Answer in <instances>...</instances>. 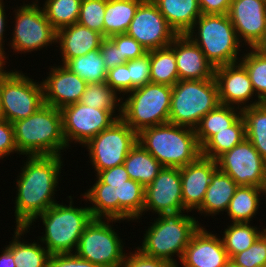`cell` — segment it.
Segmentation results:
<instances>
[{
  "label": "cell",
  "mask_w": 266,
  "mask_h": 267,
  "mask_svg": "<svg viewBox=\"0 0 266 267\" xmlns=\"http://www.w3.org/2000/svg\"><path fill=\"white\" fill-rule=\"evenodd\" d=\"M61 155L27 156L16 179L15 227H27L39 214L59 202L56 198L63 168Z\"/></svg>",
  "instance_id": "obj_1"
},
{
  "label": "cell",
  "mask_w": 266,
  "mask_h": 267,
  "mask_svg": "<svg viewBox=\"0 0 266 267\" xmlns=\"http://www.w3.org/2000/svg\"><path fill=\"white\" fill-rule=\"evenodd\" d=\"M94 185L82 195L89 201L93 218L139 220L145 203V187L130 179L125 166L119 165L94 174Z\"/></svg>",
  "instance_id": "obj_2"
},
{
  "label": "cell",
  "mask_w": 266,
  "mask_h": 267,
  "mask_svg": "<svg viewBox=\"0 0 266 267\" xmlns=\"http://www.w3.org/2000/svg\"><path fill=\"white\" fill-rule=\"evenodd\" d=\"M14 139L21 155H61L68 146L58 108L44 104L27 118L12 123ZM62 150V151H61Z\"/></svg>",
  "instance_id": "obj_3"
},
{
  "label": "cell",
  "mask_w": 266,
  "mask_h": 267,
  "mask_svg": "<svg viewBox=\"0 0 266 267\" xmlns=\"http://www.w3.org/2000/svg\"><path fill=\"white\" fill-rule=\"evenodd\" d=\"M151 223L145 231L142 246L136 248L146 256L162 259L179 267L174 257L181 260L192 235L201 226L198 219L188 215L187 211H179L162 213Z\"/></svg>",
  "instance_id": "obj_4"
},
{
  "label": "cell",
  "mask_w": 266,
  "mask_h": 267,
  "mask_svg": "<svg viewBox=\"0 0 266 267\" xmlns=\"http://www.w3.org/2000/svg\"><path fill=\"white\" fill-rule=\"evenodd\" d=\"M67 197L70 199L68 205H64L63 202L55 203L27 226L30 231L34 221L36 222L38 218L42 220L45 234L43 231V235L38 239L51 255L74 253L80 236L93 219L88 206L75 207L73 196Z\"/></svg>",
  "instance_id": "obj_5"
},
{
  "label": "cell",
  "mask_w": 266,
  "mask_h": 267,
  "mask_svg": "<svg viewBox=\"0 0 266 267\" xmlns=\"http://www.w3.org/2000/svg\"><path fill=\"white\" fill-rule=\"evenodd\" d=\"M137 142L163 167H184L201 155L195 129L172 123L141 130Z\"/></svg>",
  "instance_id": "obj_6"
},
{
  "label": "cell",
  "mask_w": 266,
  "mask_h": 267,
  "mask_svg": "<svg viewBox=\"0 0 266 267\" xmlns=\"http://www.w3.org/2000/svg\"><path fill=\"white\" fill-rule=\"evenodd\" d=\"M185 35L202 50L214 68L241 59L240 47L244 46L227 14H201Z\"/></svg>",
  "instance_id": "obj_7"
},
{
  "label": "cell",
  "mask_w": 266,
  "mask_h": 267,
  "mask_svg": "<svg viewBox=\"0 0 266 267\" xmlns=\"http://www.w3.org/2000/svg\"><path fill=\"white\" fill-rule=\"evenodd\" d=\"M220 104L215 78L178 80L172 86L169 123L195 129L201 118Z\"/></svg>",
  "instance_id": "obj_8"
},
{
  "label": "cell",
  "mask_w": 266,
  "mask_h": 267,
  "mask_svg": "<svg viewBox=\"0 0 266 267\" xmlns=\"http://www.w3.org/2000/svg\"><path fill=\"white\" fill-rule=\"evenodd\" d=\"M122 98L121 119L137 134L148 127L169 123L172 86L147 83Z\"/></svg>",
  "instance_id": "obj_9"
},
{
  "label": "cell",
  "mask_w": 266,
  "mask_h": 267,
  "mask_svg": "<svg viewBox=\"0 0 266 267\" xmlns=\"http://www.w3.org/2000/svg\"><path fill=\"white\" fill-rule=\"evenodd\" d=\"M4 68L5 64L0 63L1 108L3 118L13 123L44 105L43 86L22 71Z\"/></svg>",
  "instance_id": "obj_10"
},
{
  "label": "cell",
  "mask_w": 266,
  "mask_h": 267,
  "mask_svg": "<svg viewBox=\"0 0 266 267\" xmlns=\"http://www.w3.org/2000/svg\"><path fill=\"white\" fill-rule=\"evenodd\" d=\"M118 221L122 222L118 219L93 218L80 236L74 253L102 267H122L126 254L124 244L112 227L114 225H110Z\"/></svg>",
  "instance_id": "obj_11"
},
{
  "label": "cell",
  "mask_w": 266,
  "mask_h": 267,
  "mask_svg": "<svg viewBox=\"0 0 266 267\" xmlns=\"http://www.w3.org/2000/svg\"><path fill=\"white\" fill-rule=\"evenodd\" d=\"M14 17V30L8 44L13 53H29L55 45L57 30L46 18L44 10L39 4H23L17 6ZM50 44V45H49Z\"/></svg>",
  "instance_id": "obj_12"
},
{
  "label": "cell",
  "mask_w": 266,
  "mask_h": 267,
  "mask_svg": "<svg viewBox=\"0 0 266 267\" xmlns=\"http://www.w3.org/2000/svg\"><path fill=\"white\" fill-rule=\"evenodd\" d=\"M136 143L137 133L120 118L83 147H87L90 163L97 174L99 171L122 165Z\"/></svg>",
  "instance_id": "obj_13"
},
{
  "label": "cell",
  "mask_w": 266,
  "mask_h": 267,
  "mask_svg": "<svg viewBox=\"0 0 266 267\" xmlns=\"http://www.w3.org/2000/svg\"><path fill=\"white\" fill-rule=\"evenodd\" d=\"M60 111L63 136L68 147L73 142L85 145L121 117V111L100 110L80 102L64 106Z\"/></svg>",
  "instance_id": "obj_14"
},
{
  "label": "cell",
  "mask_w": 266,
  "mask_h": 267,
  "mask_svg": "<svg viewBox=\"0 0 266 267\" xmlns=\"http://www.w3.org/2000/svg\"><path fill=\"white\" fill-rule=\"evenodd\" d=\"M216 163L218 169L230 176L238 186L262 188L266 161L247 138L219 156Z\"/></svg>",
  "instance_id": "obj_15"
},
{
  "label": "cell",
  "mask_w": 266,
  "mask_h": 267,
  "mask_svg": "<svg viewBox=\"0 0 266 267\" xmlns=\"http://www.w3.org/2000/svg\"><path fill=\"white\" fill-rule=\"evenodd\" d=\"M126 34L147 52L170 46L178 36L152 0H144L139 5Z\"/></svg>",
  "instance_id": "obj_16"
},
{
  "label": "cell",
  "mask_w": 266,
  "mask_h": 267,
  "mask_svg": "<svg viewBox=\"0 0 266 267\" xmlns=\"http://www.w3.org/2000/svg\"><path fill=\"white\" fill-rule=\"evenodd\" d=\"M155 214L185 211L182 201L180 168L163 167L155 179L145 187L143 213Z\"/></svg>",
  "instance_id": "obj_17"
},
{
  "label": "cell",
  "mask_w": 266,
  "mask_h": 267,
  "mask_svg": "<svg viewBox=\"0 0 266 267\" xmlns=\"http://www.w3.org/2000/svg\"><path fill=\"white\" fill-rule=\"evenodd\" d=\"M214 78L218 87L220 104L243 110L262 103L253 99L256 94L252 82L247 70L240 62L216 67Z\"/></svg>",
  "instance_id": "obj_18"
},
{
  "label": "cell",
  "mask_w": 266,
  "mask_h": 267,
  "mask_svg": "<svg viewBox=\"0 0 266 267\" xmlns=\"http://www.w3.org/2000/svg\"><path fill=\"white\" fill-rule=\"evenodd\" d=\"M227 15L243 46L253 48L266 31V2L263 0H232Z\"/></svg>",
  "instance_id": "obj_19"
},
{
  "label": "cell",
  "mask_w": 266,
  "mask_h": 267,
  "mask_svg": "<svg viewBox=\"0 0 266 267\" xmlns=\"http://www.w3.org/2000/svg\"><path fill=\"white\" fill-rule=\"evenodd\" d=\"M48 76L41 83L44 104L61 109L80 101L87 82L68 69L64 64L49 67Z\"/></svg>",
  "instance_id": "obj_20"
},
{
  "label": "cell",
  "mask_w": 266,
  "mask_h": 267,
  "mask_svg": "<svg viewBox=\"0 0 266 267\" xmlns=\"http://www.w3.org/2000/svg\"><path fill=\"white\" fill-rule=\"evenodd\" d=\"M228 260L221 237L201 225L192 235L180 263L183 267H224Z\"/></svg>",
  "instance_id": "obj_21"
},
{
  "label": "cell",
  "mask_w": 266,
  "mask_h": 267,
  "mask_svg": "<svg viewBox=\"0 0 266 267\" xmlns=\"http://www.w3.org/2000/svg\"><path fill=\"white\" fill-rule=\"evenodd\" d=\"M217 169L216 160L202 155L190 164L180 167L184 210L191 212L201 207L211 177Z\"/></svg>",
  "instance_id": "obj_22"
},
{
  "label": "cell",
  "mask_w": 266,
  "mask_h": 267,
  "mask_svg": "<svg viewBox=\"0 0 266 267\" xmlns=\"http://www.w3.org/2000/svg\"><path fill=\"white\" fill-rule=\"evenodd\" d=\"M169 47L175 53L179 80H204L214 77L215 68L202 50L185 34L178 35Z\"/></svg>",
  "instance_id": "obj_23"
},
{
  "label": "cell",
  "mask_w": 266,
  "mask_h": 267,
  "mask_svg": "<svg viewBox=\"0 0 266 267\" xmlns=\"http://www.w3.org/2000/svg\"><path fill=\"white\" fill-rule=\"evenodd\" d=\"M105 37L82 26L78 23L65 26L57 30L56 44L59 43L61 64H66L70 59L84 56L93 50H100V45Z\"/></svg>",
  "instance_id": "obj_24"
},
{
  "label": "cell",
  "mask_w": 266,
  "mask_h": 267,
  "mask_svg": "<svg viewBox=\"0 0 266 267\" xmlns=\"http://www.w3.org/2000/svg\"><path fill=\"white\" fill-rule=\"evenodd\" d=\"M237 187L238 185L230 176L217 169L211 177V182L197 212L205 217L226 212Z\"/></svg>",
  "instance_id": "obj_25"
},
{
  "label": "cell",
  "mask_w": 266,
  "mask_h": 267,
  "mask_svg": "<svg viewBox=\"0 0 266 267\" xmlns=\"http://www.w3.org/2000/svg\"><path fill=\"white\" fill-rule=\"evenodd\" d=\"M178 35L193 27L202 12L198 0H152Z\"/></svg>",
  "instance_id": "obj_26"
},
{
  "label": "cell",
  "mask_w": 266,
  "mask_h": 267,
  "mask_svg": "<svg viewBox=\"0 0 266 267\" xmlns=\"http://www.w3.org/2000/svg\"><path fill=\"white\" fill-rule=\"evenodd\" d=\"M14 229V239L12 238L6 247L13 254L15 267H49L51 254L47 249L35 240L33 243H28L22 238L24 234L29 232L28 228L16 227Z\"/></svg>",
  "instance_id": "obj_27"
},
{
  "label": "cell",
  "mask_w": 266,
  "mask_h": 267,
  "mask_svg": "<svg viewBox=\"0 0 266 267\" xmlns=\"http://www.w3.org/2000/svg\"><path fill=\"white\" fill-rule=\"evenodd\" d=\"M242 110L224 104H219L215 109L203 116L195 128L198 144L202 148L215 134L228 130L240 116Z\"/></svg>",
  "instance_id": "obj_28"
},
{
  "label": "cell",
  "mask_w": 266,
  "mask_h": 267,
  "mask_svg": "<svg viewBox=\"0 0 266 267\" xmlns=\"http://www.w3.org/2000/svg\"><path fill=\"white\" fill-rule=\"evenodd\" d=\"M130 179L144 187L149 185L163 166L139 142L129 151L123 163Z\"/></svg>",
  "instance_id": "obj_29"
},
{
  "label": "cell",
  "mask_w": 266,
  "mask_h": 267,
  "mask_svg": "<svg viewBox=\"0 0 266 267\" xmlns=\"http://www.w3.org/2000/svg\"><path fill=\"white\" fill-rule=\"evenodd\" d=\"M144 0H106L104 37L126 34L133 17Z\"/></svg>",
  "instance_id": "obj_30"
},
{
  "label": "cell",
  "mask_w": 266,
  "mask_h": 267,
  "mask_svg": "<svg viewBox=\"0 0 266 267\" xmlns=\"http://www.w3.org/2000/svg\"><path fill=\"white\" fill-rule=\"evenodd\" d=\"M261 196L262 188L260 187L238 186L226 211L230 222L251 223L253 217L258 214Z\"/></svg>",
  "instance_id": "obj_31"
},
{
  "label": "cell",
  "mask_w": 266,
  "mask_h": 267,
  "mask_svg": "<svg viewBox=\"0 0 266 267\" xmlns=\"http://www.w3.org/2000/svg\"><path fill=\"white\" fill-rule=\"evenodd\" d=\"M224 230L222 242L227 251L229 259L234 255L248 249L255 240L266 230H260L249 222H232Z\"/></svg>",
  "instance_id": "obj_32"
},
{
  "label": "cell",
  "mask_w": 266,
  "mask_h": 267,
  "mask_svg": "<svg viewBox=\"0 0 266 267\" xmlns=\"http://www.w3.org/2000/svg\"><path fill=\"white\" fill-rule=\"evenodd\" d=\"M246 138L245 122L242 115L228 130L219 131L202 148L201 155L216 160Z\"/></svg>",
  "instance_id": "obj_33"
},
{
  "label": "cell",
  "mask_w": 266,
  "mask_h": 267,
  "mask_svg": "<svg viewBox=\"0 0 266 267\" xmlns=\"http://www.w3.org/2000/svg\"><path fill=\"white\" fill-rule=\"evenodd\" d=\"M246 138L266 161V102L244 108Z\"/></svg>",
  "instance_id": "obj_34"
},
{
  "label": "cell",
  "mask_w": 266,
  "mask_h": 267,
  "mask_svg": "<svg viewBox=\"0 0 266 267\" xmlns=\"http://www.w3.org/2000/svg\"><path fill=\"white\" fill-rule=\"evenodd\" d=\"M151 83L174 86L179 80L176 57L168 46L149 51Z\"/></svg>",
  "instance_id": "obj_35"
},
{
  "label": "cell",
  "mask_w": 266,
  "mask_h": 267,
  "mask_svg": "<svg viewBox=\"0 0 266 267\" xmlns=\"http://www.w3.org/2000/svg\"><path fill=\"white\" fill-rule=\"evenodd\" d=\"M65 66L88 84L106 82L108 70L100 50H93L84 56L70 59Z\"/></svg>",
  "instance_id": "obj_36"
},
{
  "label": "cell",
  "mask_w": 266,
  "mask_h": 267,
  "mask_svg": "<svg viewBox=\"0 0 266 267\" xmlns=\"http://www.w3.org/2000/svg\"><path fill=\"white\" fill-rule=\"evenodd\" d=\"M82 0H46L42 8L51 25L59 30L77 23Z\"/></svg>",
  "instance_id": "obj_37"
},
{
  "label": "cell",
  "mask_w": 266,
  "mask_h": 267,
  "mask_svg": "<svg viewBox=\"0 0 266 267\" xmlns=\"http://www.w3.org/2000/svg\"><path fill=\"white\" fill-rule=\"evenodd\" d=\"M79 102L100 110L121 111L122 97L106 82L89 83Z\"/></svg>",
  "instance_id": "obj_38"
},
{
  "label": "cell",
  "mask_w": 266,
  "mask_h": 267,
  "mask_svg": "<svg viewBox=\"0 0 266 267\" xmlns=\"http://www.w3.org/2000/svg\"><path fill=\"white\" fill-rule=\"evenodd\" d=\"M250 49V50H249ZM241 55L239 62L248 72L256 94V101L266 102V56L249 48Z\"/></svg>",
  "instance_id": "obj_39"
},
{
  "label": "cell",
  "mask_w": 266,
  "mask_h": 267,
  "mask_svg": "<svg viewBox=\"0 0 266 267\" xmlns=\"http://www.w3.org/2000/svg\"><path fill=\"white\" fill-rule=\"evenodd\" d=\"M106 0H82L77 23L104 36Z\"/></svg>",
  "instance_id": "obj_40"
},
{
  "label": "cell",
  "mask_w": 266,
  "mask_h": 267,
  "mask_svg": "<svg viewBox=\"0 0 266 267\" xmlns=\"http://www.w3.org/2000/svg\"><path fill=\"white\" fill-rule=\"evenodd\" d=\"M241 267H266V230L246 250L231 258Z\"/></svg>",
  "instance_id": "obj_41"
},
{
  "label": "cell",
  "mask_w": 266,
  "mask_h": 267,
  "mask_svg": "<svg viewBox=\"0 0 266 267\" xmlns=\"http://www.w3.org/2000/svg\"><path fill=\"white\" fill-rule=\"evenodd\" d=\"M129 78H131V91L151 82L149 51L141 57L126 62Z\"/></svg>",
  "instance_id": "obj_42"
},
{
  "label": "cell",
  "mask_w": 266,
  "mask_h": 267,
  "mask_svg": "<svg viewBox=\"0 0 266 267\" xmlns=\"http://www.w3.org/2000/svg\"><path fill=\"white\" fill-rule=\"evenodd\" d=\"M109 39L119 49L121 58H123L126 62L141 57L147 53L141 44L127 34H116L109 37Z\"/></svg>",
  "instance_id": "obj_43"
},
{
  "label": "cell",
  "mask_w": 266,
  "mask_h": 267,
  "mask_svg": "<svg viewBox=\"0 0 266 267\" xmlns=\"http://www.w3.org/2000/svg\"><path fill=\"white\" fill-rule=\"evenodd\" d=\"M127 64L116 66L107 72L106 83L121 97L131 91V78H129ZM123 93V94H122Z\"/></svg>",
  "instance_id": "obj_44"
},
{
  "label": "cell",
  "mask_w": 266,
  "mask_h": 267,
  "mask_svg": "<svg viewBox=\"0 0 266 267\" xmlns=\"http://www.w3.org/2000/svg\"><path fill=\"white\" fill-rule=\"evenodd\" d=\"M133 252L125 254L122 267H178L168 261L146 256L138 249Z\"/></svg>",
  "instance_id": "obj_45"
},
{
  "label": "cell",
  "mask_w": 266,
  "mask_h": 267,
  "mask_svg": "<svg viewBox=\"0 0 266 267\" xmlns=\"http://www.w3.org/2000/svg\"><path fill=\"white\" fill-rule=\"evenodd\" d=\"M21 155L16 147L13 124L6 119H0V159L10 154Z\"/></svg>",
  "instance_id": "obj_46"
},
{
  "label": "cell",
  "mask_w": 266,
  "mask_h": 267,
  "mask_svg": "<svg viewBox=\"0 0 266 267\" xmlns=\"http://www.w3.org/2000/svg\"><path fill=\"white\" fill-rule=\"evenodd\" d=\"M49 267H102L86 259L80 258L75 253L53 254L49 259Z\"/></svg>",
  "instance_id": "obj_47"
},
{
  "label": "cell",
  "mask_w": 266,
  "mask_h": 267,
  "mask_svg": "<svg viewBox=\"0 0 266 267\" xmlns=\"http://www.w3.org/2000/svg\"><path fill=\"white\" fill-rule=\"evenodd\" d=\"M100 53L107 70L126 63V61L121 58L119 49L109 38H105L101 43Z\"/></svg>",
  "instance_id": "obj_48"
},
{
  "label": "cell",
  "mask_w": 266,
  "mask_h": 267,
  "mask_svg": "<svg viewBox=\"0 0 266 267\" xmlns=\"http://www.w3.org/2000/svg\"><path fill=\"white\" fill-rule=\"evenodd\" d=\"M202 14H228L232 0H198Z\"/></svg>",
  "instance_id": "obj_49"
},
{
  "label": "cell",
  "mask_w": 266,
  "mask_h": 267,
  "mask_svg": "<svg viewBox=\"0 0 266 267\" xmlns=\"http://www.w3.org/2000/svg\"><path fill=\"white\" fill-rule=\"evenodd\" d=\"M5 4L3 0H0V63L1 64H5L6 65V61L8 59V56L6 55L7 53L5 52L4 46H5V41H4V32L6 31V23H8L6 21L7 17H6V10L4 8ZM4 45V46H3ZM7 56V57H6Z\"/></svg>",
  "instance_id": "obj_50"
},
{
  "label": "cell",
  "mask_w": 266,
  "mask_h": 267,
  "mask_svg": "<svg viewBox=\"0 0 266 267\" xmlns=\"http://www.w3.org/2000/svg\"><path fill=\"white\" fill-rule=\"evenodd\" d=\"M0 255V267H15L14 257L12 252L4 246Z\"/></svg>",
  "instance_id": "obj_51"
},
{
  "label": "cell",
  "mask_w": 266,
  "mask_h": 267,
  "mask_svg": "<svg viewBox=\"0 0 266 267\" xmlns=\"http://www.w3.org/2000/svg\"><path fill=\"white\" fill-rule=\"evenodd\" d=\"M258 53L266 56V31L263 34L262 38L257 42V44L253 47Z\"/></svg>",
  "instance_id": "obj_52"
},
{
  "label": "cell",
  "mask_w": 266,
  "mask_h": 267,
  "mask_svg": "<svg viewBox=\"0 0 266 267\" xmlns=\"http://www.w3.org/2000/svg\"><path fill=\"white\" fill-rule=\"evenodd\" d=\"M224 267H241V266H239V265L236 264L234 261H232L231 259H229V260L227 261V263L225 264Z\"/></svg>",
  "instance_id": "obj_53"
},
{
  "label": "cell",
  "mask_w": 266,
  "mask_h": 267,
  "mask_svg": "<svg viewBox=\"0 0 266 267\" xmlns=\"http://www.w3.org/2000/svg\"><path fill=\"white\" fill-rule=\"evenodd\" d=\"M263 196L266 198V177L264 179V183H263V186H262V197ZM265 202H266V199H265Z\"/></svg>",
  "instance_id": "obj_54"
},
{
  "label": "cell",
  "mask_w": 266,
  "mask_h": 267,
  "mask_svg": "<svg viewBox=\"0 0 266 267\" xmlns=\"http://www.w3.org/2000/svg\"><path fill=\"white\" fill-rule=\"evenodd\" d=\"M3 118L2 108H1V94H0V119Z\"/></svg>",
  "instance_id": "obj_55"
},
{
  "label": "cell",
  "mask_w": 266,
  "mask_h": 267,
  "mask_svg": "<svg viewBox=\"0 0 266 267\" xmlns=\"http://www.w3.org/2000/svg\"><path fill=\"white\" fill-rule=\"evenodd\" d=\"M32 4H39L38 0L32 2Z\"/></svg>",
  "instance_id": "obj_56"
}]
</instances>
